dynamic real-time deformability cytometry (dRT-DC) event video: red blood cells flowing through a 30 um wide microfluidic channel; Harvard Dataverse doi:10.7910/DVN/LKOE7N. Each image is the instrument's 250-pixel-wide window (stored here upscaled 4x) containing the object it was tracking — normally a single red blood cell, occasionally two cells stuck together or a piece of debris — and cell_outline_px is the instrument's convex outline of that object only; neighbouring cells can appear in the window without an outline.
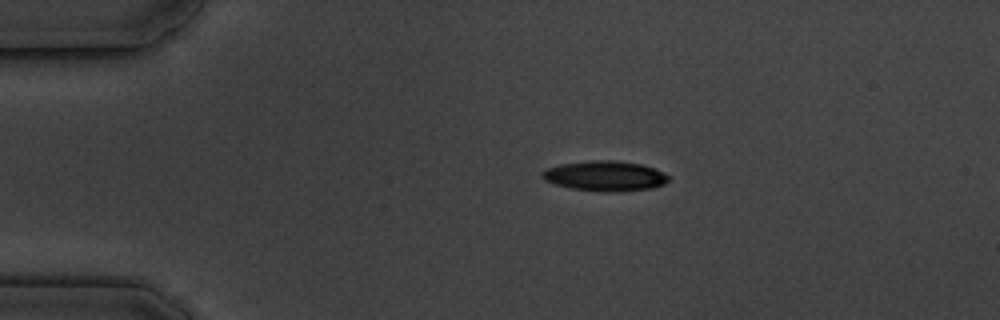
{"species": "common noctule bat (a hibernating species)", "species_latin": "Nyctalus noctula", "temperature_condition": "cold", "stored_images_in_passage": 4, "camera_frame_rate_fps": 3000, "um_per_image_px": 0.085, "animal": {"sex": "male", "body_mass_g": 19.5, "forearm_length_mm": 54.6}, "frame": {"image": 1, "passage_image": 2, "time_ms": 1.0, "image_size_px": [1000, 320], "cell_outline_px": [[668, 180], [664, 184], [652, 188], [620, 192], [608, 192], [572, 188], [556, 184], [544, 180], [540, 176], [540, 172], [548, 168], [560, 164], [592, 160], [616, 160], [640, 164], [656, 168], [664, 172], [668, 176]], "centroid_in_image_um": [51.44, 14.95], "position_along_channel_um": 33.6, "area_um2": 22.25}}